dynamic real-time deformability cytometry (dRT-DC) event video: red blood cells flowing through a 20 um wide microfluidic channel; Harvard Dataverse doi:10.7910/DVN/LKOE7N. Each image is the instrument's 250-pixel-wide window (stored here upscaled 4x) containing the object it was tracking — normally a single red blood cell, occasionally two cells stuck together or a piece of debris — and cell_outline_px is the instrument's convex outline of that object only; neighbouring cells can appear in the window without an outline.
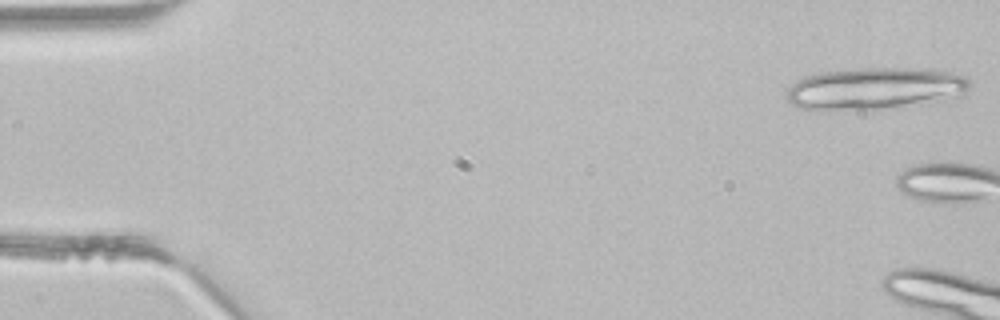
{"species": "common noctule bat (a hibernating species)", "species_latin": "Nyctalus noctula", "temperature_condition": "room temperature", "stored_images_in_passage": 7, "camera_frame_rate_fps": 3000, "um_per_image_px": 0.085, "animal": {"sex": "male", "body_mass_g": 21.5, "forearm_length_mm": 52.0}, "frame": {"image": 1, "passage_image": 1, "time_ms": 0.0, "image_size_px": [1000, 320], "cell_outline_px": [[968, 88], [960, 96], [880, 108], [820, 112], [800, 108], [788, 104], [784, 96], [788, 88], [796, 80], [804, 76], [820, 72], [860, 68], [932, 68], [964, 76], [968, 80]], "centroid_in_image_um": [74.2, 7.52], "position_along_channel_um": 10.8, "area_um2": 44.85}}